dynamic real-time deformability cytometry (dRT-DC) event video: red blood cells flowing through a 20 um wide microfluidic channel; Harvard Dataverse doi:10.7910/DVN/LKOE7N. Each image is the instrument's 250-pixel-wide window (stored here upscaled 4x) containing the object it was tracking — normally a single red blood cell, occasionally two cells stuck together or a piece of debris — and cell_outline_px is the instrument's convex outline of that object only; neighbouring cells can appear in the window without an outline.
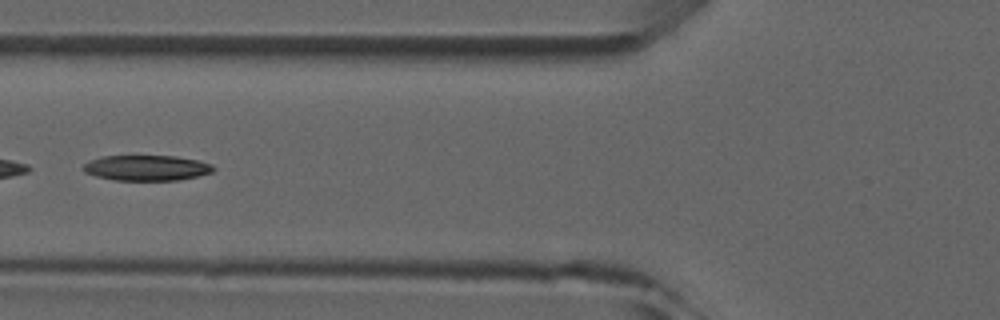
{"species": "common noctule bat (a hibernating species)", "species_latin": "Nyctalus noctula", "temperature_condition": "room temperature", "stored_images_in_passage": 6, "camera_frame_rate_fps": 3000, "um_per_image_px": 0.085, "animal": {"sex": "male", "forearm_length_mm": 52.5}, "frame": {"image": 1, "passage_image": 6, "time_ms": 5.667, "image_size_px": [1000, 320], "cell_outline_px": [[216, 168], [212, 172], [180, 180], [116, 180], [96, 176], [84, 172], [80, 168], [88, 160], [100, 156], [176, 156], [196, 160], [212, 164]], "centroid_in_image_um": [12.42, 14.26], "position_along_channel_um": 113.4, "area_um2": 19.36}}